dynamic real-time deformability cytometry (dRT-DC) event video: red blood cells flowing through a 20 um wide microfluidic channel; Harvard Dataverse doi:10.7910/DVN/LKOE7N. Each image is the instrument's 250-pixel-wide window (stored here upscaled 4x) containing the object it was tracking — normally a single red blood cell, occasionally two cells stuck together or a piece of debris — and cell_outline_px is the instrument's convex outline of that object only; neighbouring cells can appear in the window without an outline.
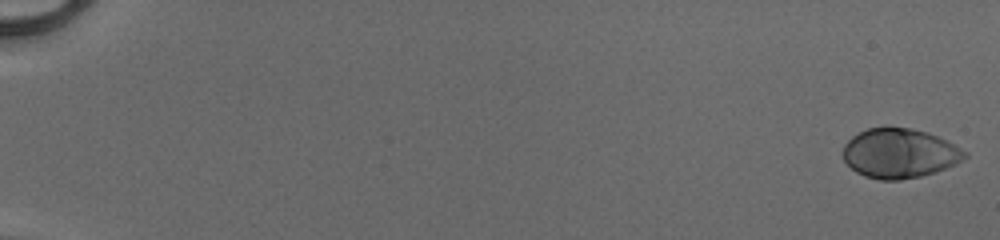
{"species": "human", "species_latin": "Homo sapiens", "temperature_condition": "cold", "stored_images_in_passage": 52, "camera_frame_rate_fps": 3000, "um_per_image_px": 0.085, "donor": {"sex": "male"}, "frame": {"image": 1, "passage_image": 1, "time_ms": 0.0, "image_size_px": [1000, 240], "cell_outline_px": [[968, 156], [956, 164], [920, 176], [900, 180], [880, 180], [864, 176], [856, 172], [844, 160], [844, 144], [852, 136], [868, 128], [888, 124], [912, 128], [928, 132], [968, 152]], "centroid_in_image_um": [76.43, 13.0], "position_along_channel_um": 8.6, "area_um2": 35.37}}
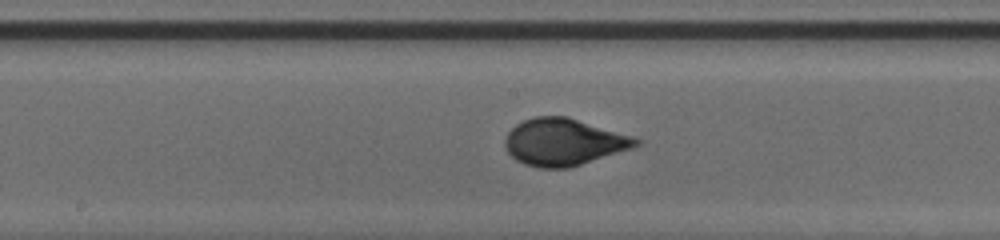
{"frame": {"image": 2, "passage_image": 30, "time_ms": 9.667, "image_size_px": [1000, 240], "cell_outline_px": [[644, 140], [636, 148], [568, 168], [540, 168], [524, 164], [516, 160], [508, 152], [504, 144], [504, 140], [508, 132], [516, 124], [532, 116], [568, 116], [636, 136]], "centroid_in_image_um": [47.99, 12.06], "position_along_channel_um": 200.2, "area_um2": 36.53}}
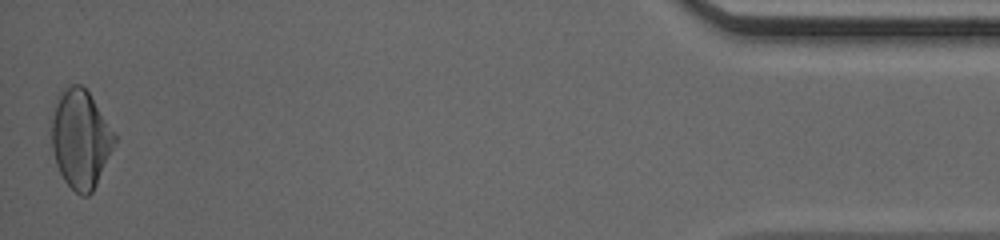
{"frame": {"image": 3, "passage_image": 52, "time_ms": 17.0, "image_size_px": [1000, 240], "cell_outline_px": [[116, 144], [92, 192], [88, 196], [80, 196], [64, 180], [56, 164], [52, 148], [48, 116], [56, 96], [60, 92], [72, 84], [80, 84], [88, 92], [116, 132]], "centroid_in_image_um": [6.81, 11.77], "position_along_channel_um": 428.4, "area_um2": 36.99}, "authors_computed_cell_mechanics": {"area_um2": 34.68, "velocity_mm_per_s": 4.1258, "shape_relaxation_time_tau1_ms": 4.0137, "shape_relaxation_time_tau2_ms": null, "deformation_change_tau1": 0.1758, "deformation_change_tau2": null}}